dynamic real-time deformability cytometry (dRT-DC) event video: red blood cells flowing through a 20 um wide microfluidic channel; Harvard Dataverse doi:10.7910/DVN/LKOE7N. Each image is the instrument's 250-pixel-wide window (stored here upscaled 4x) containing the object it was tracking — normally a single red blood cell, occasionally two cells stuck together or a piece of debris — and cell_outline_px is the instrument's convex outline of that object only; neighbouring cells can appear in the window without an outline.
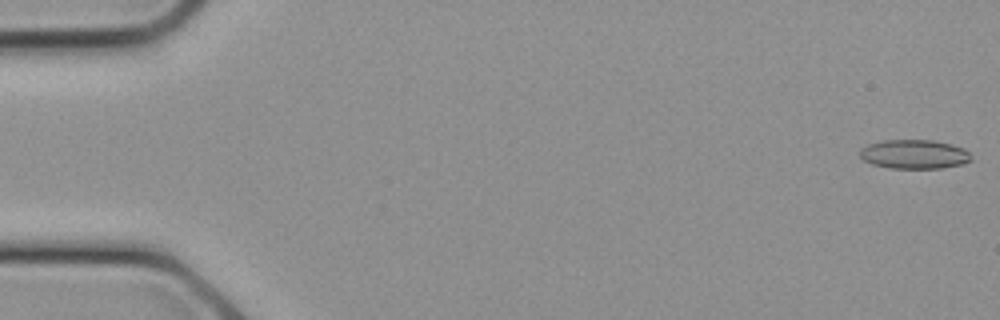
{"species": "common noctule bat (a hibernating species)", "species_latin": "Nyctalus noctula", "temperature_condition": "cold", "stored_images_in_passage": 10, "camera_frame_rate_fps": 3000, "um_per_image_px": 0.085, "animal": {"sex": "female", "body_mass_g": 21.9}, "frame": {"image": 1, "passage_image": 1, "time_ms": 0.0, "image_size_px": [1000, 320], "cell_outline_px": [[972, 160], [964, 164], [940, 168], [892, 168], [872, 164], [864, 160], [860, 156], [860, 148], [868, 144], [880, 140], [936, 140], [952, 144], [964, 148], [968, 152]], "centroid_in_image_um": [77.72, 13.1], "position_along_channel_um": 7.3, "area_um2": 19.02}}
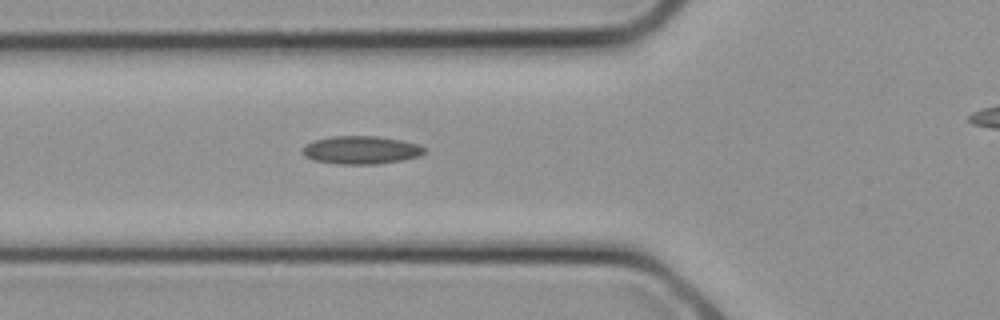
{"frame": {"image": 2, "passage_image": 10, "time_ms": 3.0, "image_size_px": [1000, 320], "cell_outline_px": [[424, 152], [420, 156], [400, 160], [376, 164], [340, 164], [312, 160], [304, 156], [300, 152], [300, 148], [304, 144], [312, 140], [332, 136], [380, 136], [420, 144], [424, 148]], "centroid_in_image_um": [30.61, 12.74], "position_along_channel_um": 95.2, "area_um2": 20.17}}